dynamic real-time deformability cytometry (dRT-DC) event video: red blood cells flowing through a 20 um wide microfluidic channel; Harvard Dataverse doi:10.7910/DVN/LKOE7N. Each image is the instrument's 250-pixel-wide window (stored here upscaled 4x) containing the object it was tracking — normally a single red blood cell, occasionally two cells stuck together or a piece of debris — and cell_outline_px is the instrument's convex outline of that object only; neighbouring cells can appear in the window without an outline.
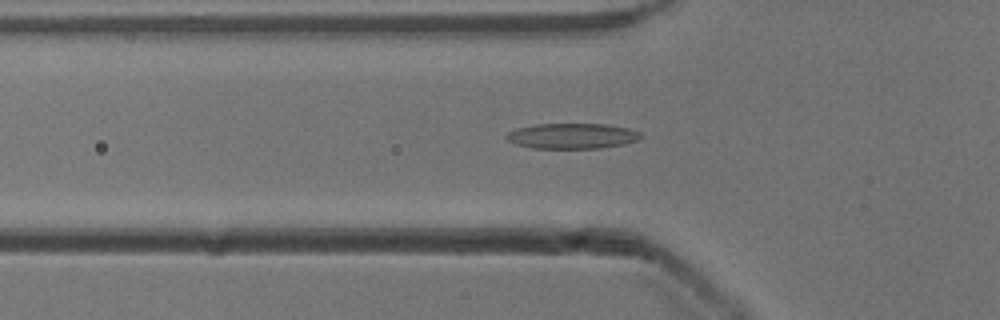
{"species": "common noctule bat (a hibernating species)", "species_latin": "Nyctalus noctula", "temperature_condition": "cold", "stored_images_in_passage": 49, "camera_frame_rate_fps": 3000, "um_per_image_px": 0.085, "animal": {"sex": "male", "body_mass_g": 13.3}, "frame": {"image": 1, "passage_image": 17, "time_ms": 5.333, "image_size_px": [1000, 320], "cell_outline_px": [[640, 136], [636, 140], [624, 144], [600, 148], [532, 148], [516, 144], [508, 140], [504, 136], [508, 132], [516, 128], [536, 124], [604, 124], [628, 128], [640, 132]], "centroid_in_image_um": [48.59, 11.55], "position_along_channel_um": 77.2, "area_um2": 19.77}}
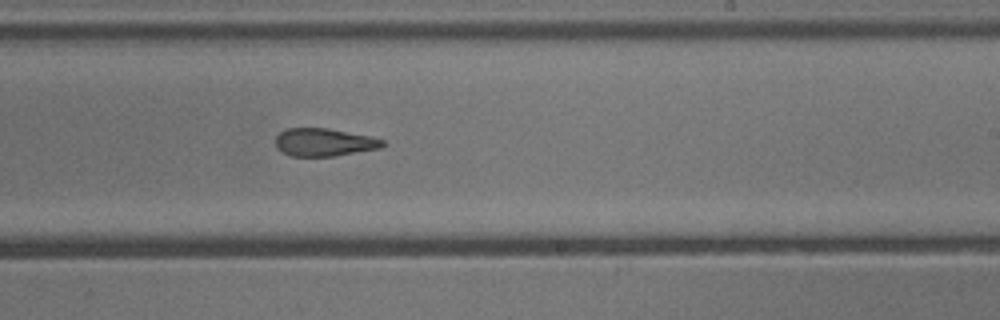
{"frame": {"image": 2, "passage_image": 31, "time_ms": 10.0, "image_size_px": [1000, 320], "cell_outline_px": [[388, 144], [380, 148], [332, 156], [292, 156], [276, 148], [276, 136], [280, 132], [288, 128], [328, 128], [372, 136], [384, 140]], "centroid_in_image_um": [27.58, 12.08], "position_along_channel_um": 261.4, "area_um2": 17.4}}
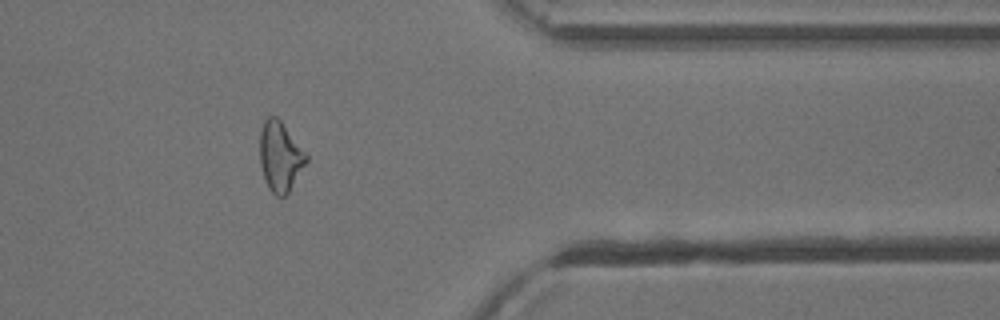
{"frame": {"image": 3, "passage_image": 42, "time_ms": 13.667, "image_size_px": [1000, 320], "cell_outline_px": [[308, 160], [288, 192], [284, 196], [276, 196], [268, 188], [264, 180], [260, 164], [260, 132], [264, 120], [268, 116], [276, 116], [280, 120], [308, 156]], "centroid_in_image_um": [23.79, 13.31], "position_along_channel_um": 387.6, "area_um2": 18.67}}